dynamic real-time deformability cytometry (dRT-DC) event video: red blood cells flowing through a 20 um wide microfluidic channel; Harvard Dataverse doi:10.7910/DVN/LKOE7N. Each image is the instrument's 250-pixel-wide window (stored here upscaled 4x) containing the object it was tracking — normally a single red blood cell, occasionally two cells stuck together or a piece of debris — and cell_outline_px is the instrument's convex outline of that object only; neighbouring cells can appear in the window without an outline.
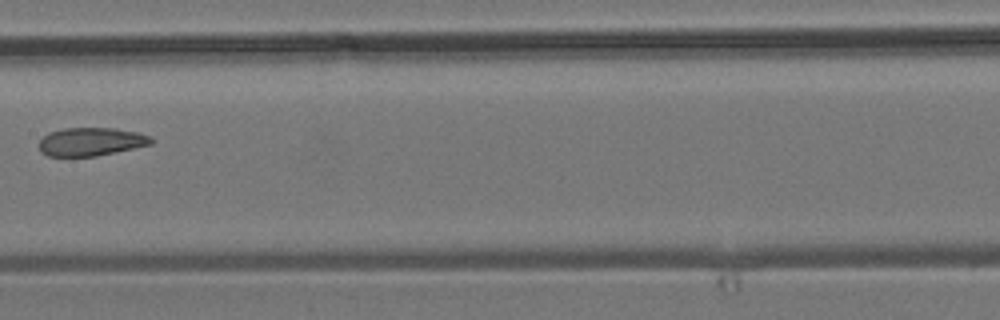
{"species": "common noctule bat (a hibernating species)", "species_latin": "Nyctalus noctula", "temperature_condition": "room temperature", "stored_images_in_passage": 7, "camera_frame_rate_fps": 3000, "um_per_image_px": 0.085, "animal": {"sex": "male", "body_mass_g": 19.2, "forearm_length_mm": 51.8}, "frame": {"image": 1, "passage_image": 6, "time_ms": 6.667, "image_size_px": [1000, 320], "cell_outline_px": [[152, 144], [96, 156], [48, 156], [40, 152], [40, 140], [48, 132], [64, 128], [116, 128], [140, 132], [152, 136]], "centroid_in_image_um": [7.75, 12.03], "position_along_channel_um": 199.6, "area_um2": 18.55}}
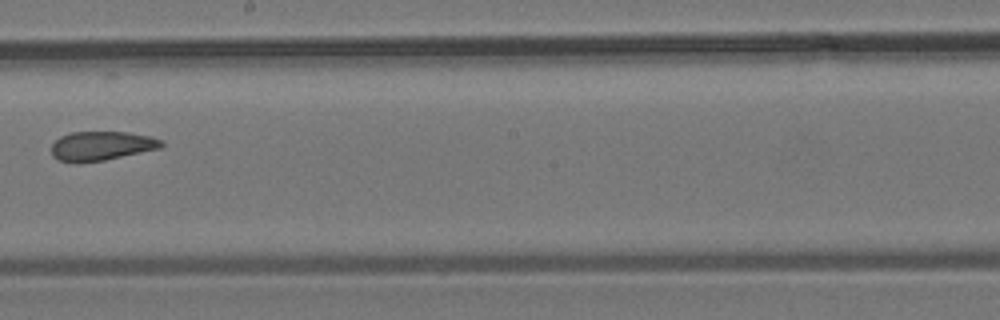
{"frame": {"image": 2, "passage_image": 7, "time_ms": 7.667, "image_size_px": [1000, 320], "cell_outline_px": [[164, 144], [160, 148], [104, 160], [80, 164], [76, 164], [60, 160], [52, 156], [52, 144], [60, 136], [72, 132], [128, 132], [152, 136], [160, 140]], "centroid_in_image_um": [8.6, 12.41], "position_along_channel_um": 239.6, "area_um2": 18.79}}